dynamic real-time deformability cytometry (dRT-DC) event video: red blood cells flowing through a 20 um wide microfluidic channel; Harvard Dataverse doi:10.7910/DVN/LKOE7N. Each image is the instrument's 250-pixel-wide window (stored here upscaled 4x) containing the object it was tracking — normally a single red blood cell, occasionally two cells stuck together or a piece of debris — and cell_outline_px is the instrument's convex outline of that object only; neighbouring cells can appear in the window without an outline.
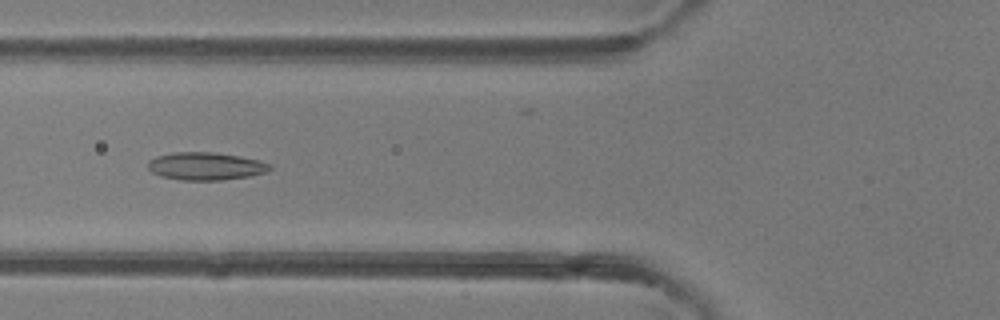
{"species": "common noctule bat (a hibernating species)", "species_latin": "Nyctalus noctula", "temperature_condition": "room temperature", "stored_images_in_passage": 21, "camera_frame_rate_fps": 3000, "um_per_image_px": 0.085, "animal": {"sex": "female"}, "frame": {"image": 1, "passage_image": 5, "time_ms": 1.333, "image_size_px": [1000, 320], "cell_outline_px": [[272, 168], [264, 172], [248, 176], [220, 180], [180, 180], [160, 176], [152, 172], [148, 168], [148, 160], [156, 156], [172, 152], [216, 152], [240, 156], [260, 160], [272, 164]], "centroid_in_image_um": [17.47, 14.11], "position_along_channel_um": 108.3, "area_um2": 19.83}}
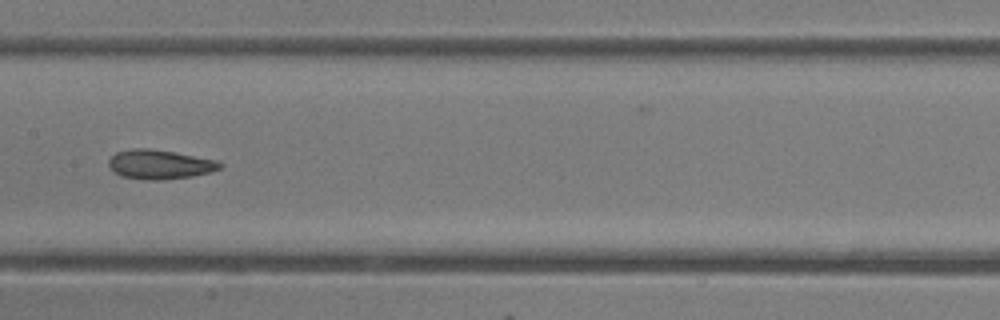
{"frame": {"image": 2, "passage_image": 11, "time_ms": 3.333, "image_size_px": [1000, 320], "cell_outline_px": [[224, 164], [220, 168], [212, 172], [192, 176], [160, 180], [144, 180], [120, 176], [112, 172], [108, 164], [108, 160], [116, 152], [132, 148], [148, 148], [172, 152], [216, 160]], "centroid_in_image_um": [13.54, 13.98], "position_along_channel_um": 193.9, "area_um2": 19.07}}
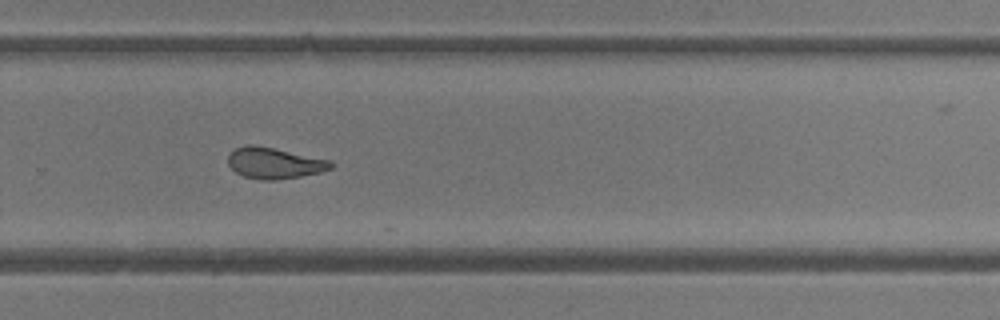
{"frame": {"image": 3, "passage_image": 19, "time_ms": 6.0, "image_size_px": [1000, 320], "cell_outline_px": [[336, 164], [332, 168], [320, 172], [300, 176], [276, 180], [260, 180], [244, 176], [236, 172], [228, 164], [228, 156], [236, 148], [244, 144], [252, 144], [332, 160]], "centroid_in_image_um": [23.34, 13.86], "position_along_channel_um": 306.5, "area_um2": 18.61}}